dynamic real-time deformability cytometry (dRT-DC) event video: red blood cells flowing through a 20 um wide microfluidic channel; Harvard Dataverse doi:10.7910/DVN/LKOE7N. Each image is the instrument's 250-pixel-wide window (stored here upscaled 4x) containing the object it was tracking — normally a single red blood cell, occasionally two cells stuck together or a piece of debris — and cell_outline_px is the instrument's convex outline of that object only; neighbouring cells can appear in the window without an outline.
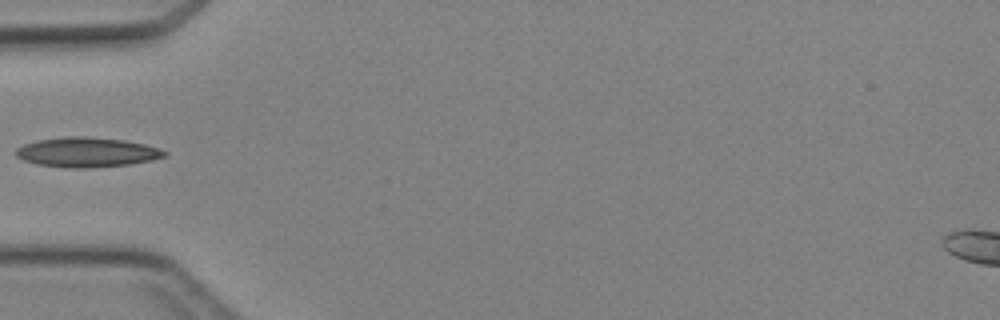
{"species": "Egyptian fruit bat (a non-hibernating species)", "species_latin": "Rousettus aegyptiacus", "temperature_condition": "cold", "stored_images_in_passage": 3, "camera_frame_rate_fps": 3000, "um_per_image_px": 0.085, "animal": {"sex": "female"}, "frame": {"image": 1, "passage_image": 3, "time_ms": 2.667, "image_size_px": [1000, 320], "cell_outline_px": [[168, 156], [152, 160], [128, 164], [92, 168], [68, 168], [36, 164], [24, 160], [16, 156], [16, 148], [24, 144], [36, 140], [68, 136], [84, 136], [124, 140], [144, 144], [160, 148], [168, 152]], "centroid_in_image_um": [7.4, 12.94], "position_along_channel_um": 77.6, "area_um2": 25.89}}